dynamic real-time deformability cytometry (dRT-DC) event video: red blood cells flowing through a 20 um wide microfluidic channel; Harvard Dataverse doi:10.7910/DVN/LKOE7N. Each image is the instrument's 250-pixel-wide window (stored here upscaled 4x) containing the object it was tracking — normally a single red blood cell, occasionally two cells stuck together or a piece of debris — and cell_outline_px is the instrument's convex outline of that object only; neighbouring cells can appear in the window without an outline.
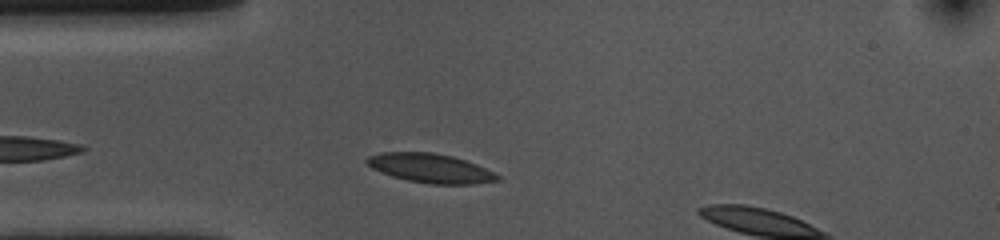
{"species": "common noctule bat (a hibernating species)", "species_latin": "Nyctalus noctula", "temperature_condition": "cold", "stored_images_in_passage": 7, "camera_frame_rate_fps": 3000, "um_per_image_px": 0.085, "animal": {"sex": "female", "body_mass_g": 10.0, "forearm_length_mm": 53.1}, "frame": {"image": 1, "passage_image": 5, "time_ms": 1.333, "image_size_px": [1000, 240], "cell_outline_px": [[500, 180], [472, 184], [432, 184], [408, 180], [392, 176], [372, 168], [364, 160], [368, 156], [380, 152], [432, 152], [452, 156], [476, 164], [500, 176]], "centroid_in_image_um": [36.56, 14.29], "position_along_channel_um": 48.4, "area_um2": 21.96}}